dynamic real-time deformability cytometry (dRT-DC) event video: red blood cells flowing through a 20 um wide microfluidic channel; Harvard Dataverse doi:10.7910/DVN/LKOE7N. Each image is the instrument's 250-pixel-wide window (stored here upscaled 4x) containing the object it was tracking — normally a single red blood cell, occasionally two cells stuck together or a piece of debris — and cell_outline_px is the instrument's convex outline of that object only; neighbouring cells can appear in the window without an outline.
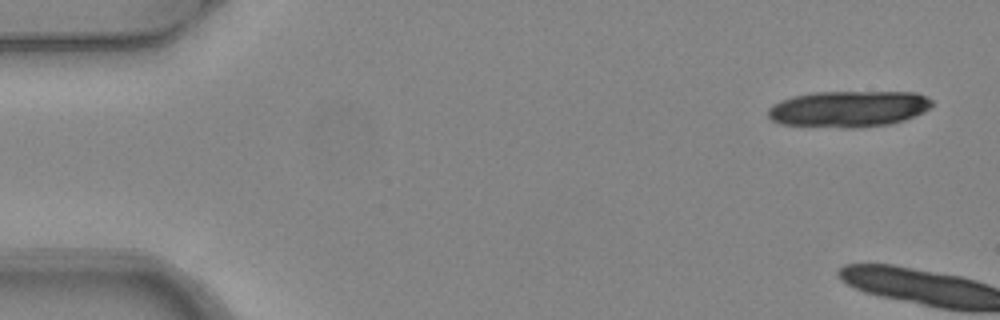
{"species": "common noctule bat (a hibernating species)", "species_latin": "Nyctalus noctula", "temperature_condition": "warm", "stored_images_in_passage": 6, "camera_frame_rate_fps": 3000, "um_per_image_px": 0.085, "animal": {"sex": "female", "body_mass_g": 24.6, "forearm_length_mm": 56.2}, "frame": {"image": 1, "passage_image": 1, "time_ms": 0.0, "image_size_px": [1000, 320], "cell_outline_px": [[932, 104], [924, 112], [904, 120], [888, 124], [856, 128], [844, 128], [780, 124], [772, 120], [768, 116], [768, 108], [772, 104], [780, 100], [792, 96], [812, 92], [916, 92], [932, 100]], "centroid_in_image_um": [72.09, 9.25], "position_along_channel_um": 12.9, "area_um2": 34.8}}
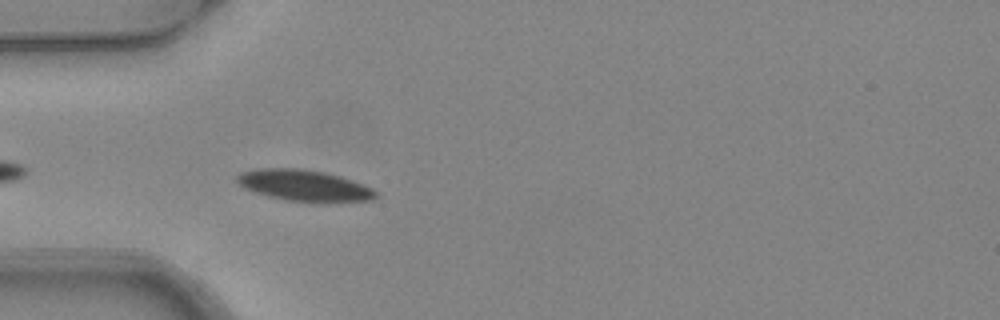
{"frame": {"image": 2, "passage_image": 6, "time_ms": 1.667, "image_size_px": [1000, 320], "cell_outline_px": [[380, 196], [372, 200], [324, 204], [316, 204], [284, 200], [268, 196], [244, 188], [236, 180], [236, 176], [240, 172], [260, 168], [300, 168], [324, 172], [340, 176], [364, 184], [380, 192]], "centroid_in_image_um": [25.95, 15.8], "position_along_channel_um": 59.1, "area_um2": 26.13}}